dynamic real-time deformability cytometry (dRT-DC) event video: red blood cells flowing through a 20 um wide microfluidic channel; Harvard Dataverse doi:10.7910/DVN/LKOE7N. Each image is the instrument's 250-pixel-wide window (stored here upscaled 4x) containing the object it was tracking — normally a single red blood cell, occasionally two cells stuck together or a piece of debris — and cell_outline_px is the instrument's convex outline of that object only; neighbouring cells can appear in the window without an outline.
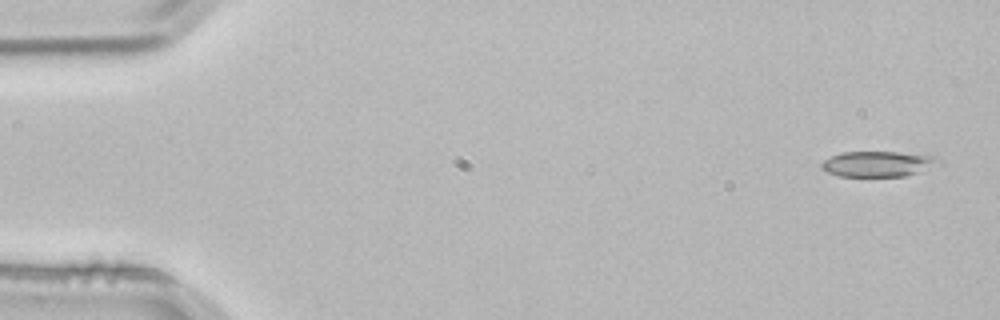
{"species": "common noctule bat (a hibernating species)", "species_latin": "Nyctalus noctula", "temperature_condition": "room temperature", "stored_images_in_passage": 3, "camera_frame_rate_fps": 3000, "um_per_image_px": 0.085, "animal": {"sex": "male", "body_mass_g": 21.5, "forearm_length_mm": 52.0}, "frame": {"image": 1, "passage_image": 1, "time_ms": 0.0, "image_size_px": [1000, 320], "cell_outline_px": [[944, 164], [904, 176], [840, 176], [828, 172], [820, 168], [820, 164], [824, 160], [840, 152], [900, 152], [936, 156], [944, 160]], "centroid_in_image_um": [74.7, 13.92], "position_along_channel_um": 10.3, "area_um2": 17.63}}